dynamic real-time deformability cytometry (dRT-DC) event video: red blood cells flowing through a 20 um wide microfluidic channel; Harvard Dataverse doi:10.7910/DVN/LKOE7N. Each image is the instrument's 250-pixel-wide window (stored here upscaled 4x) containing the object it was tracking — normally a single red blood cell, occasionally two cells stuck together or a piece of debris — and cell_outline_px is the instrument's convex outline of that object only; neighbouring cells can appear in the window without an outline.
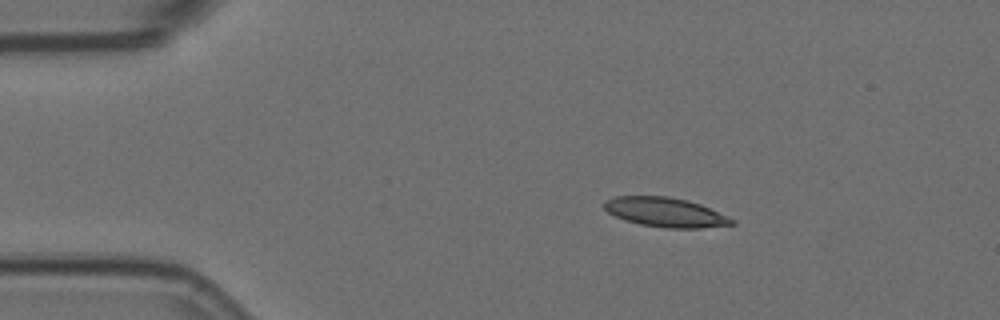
{"species": "Egyptian fruit bat (a non-hibernating species)", "species_latin": "Rousettus aegyptiacus", "temperature_condition": "room temperature", "stored_images_in_passage": 4, "camera_frame_rate_fps": 3000, "um_per_image_px": 0.085, "animal": {"sex": "female"}, "frame": {"image": 1, "passage_image": 3, "time_ms": 0.667, "image_size_px": [1000, 320], "cell_outline_px": [[736, 224], [700, 228], [668, 228], [640, 224], [624, 220], [608, 212], [604, 208], [604, 200], [616, 196], [668, 196], [688, 200], [700, 204], [728, 216], [736, 220]], "centroid_in_image_um": [56.57, 18.04], "position_along_channel_um": 28.4, "area_um2": 21.91}}